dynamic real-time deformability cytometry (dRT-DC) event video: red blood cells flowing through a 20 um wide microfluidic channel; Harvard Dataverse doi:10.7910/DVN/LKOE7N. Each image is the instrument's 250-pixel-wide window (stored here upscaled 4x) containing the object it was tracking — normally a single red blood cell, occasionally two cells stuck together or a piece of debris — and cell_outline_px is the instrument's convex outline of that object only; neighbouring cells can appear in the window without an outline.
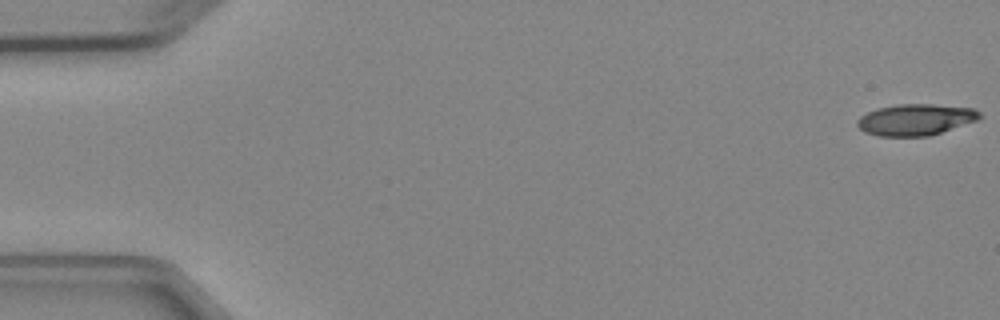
{"species": "Egyptian fruit bat (a non-hibernating species)", "species_latin": "Rousettus aegyptiacus", "temperature_condition": "cold", "stored_images_in_passage": 5, "camera_frame_rate_fps": 3000, "um_per_image_px": 0.085, "animal": {"sex": "female"}, "frame": {"image": 1, "passage_image": 1, "time_ms": 0.0, "image_size_px": [1000, 320], "cell_outline_px": [[980, 120], [928, 136], [880, 136], [864, 132], [856, 124], [856, 120], [860, 116], [876, 108], [896, 104], [932, 104], [972, 108], [980, 112]], "centroid_in_image_um": [77.81, 10.16], "position_along_channel_um": 7.2, "area_um2": 22.43}}
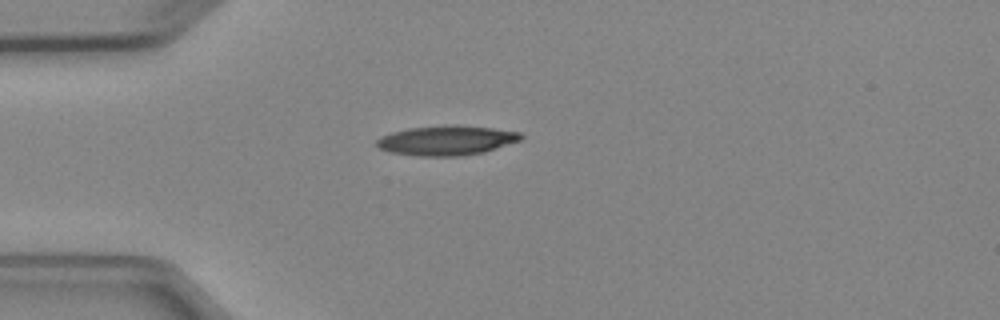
{"frame": {"image": 2, "passage_image": 4, "time_ms": 4.333, "image_size_px": [1000, 320], "cell_outline_px": [[524, 136], [520, 140], [484, 152], [464, 156], [420, 156], [392, 152], [380, 148], [376, 144], [376, 140], [380, 136], [392, 132], [408, 128], [444, 124], [452, 124], [492, 128], [520, 132]], "centroid_in_image_um": [37.95, 11.92], "position_along_channel_um": 47.0, "area_um2": 25.03}}